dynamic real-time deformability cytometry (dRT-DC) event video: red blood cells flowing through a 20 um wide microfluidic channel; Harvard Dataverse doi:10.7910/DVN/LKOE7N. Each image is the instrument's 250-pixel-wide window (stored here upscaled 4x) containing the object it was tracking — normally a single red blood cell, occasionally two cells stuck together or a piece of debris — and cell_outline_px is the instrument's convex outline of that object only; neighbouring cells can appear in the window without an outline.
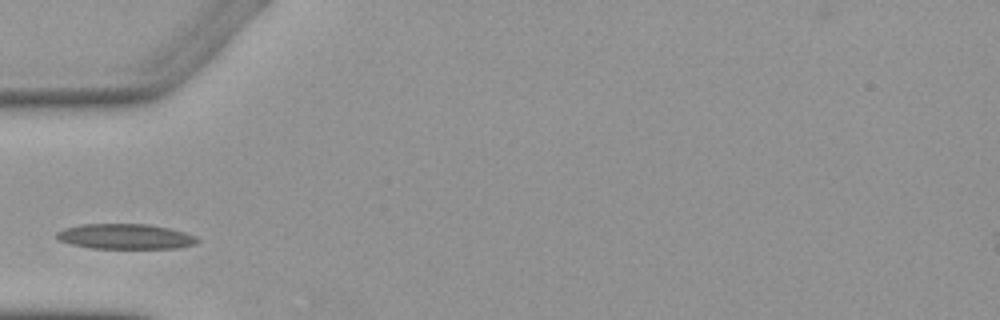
{"species": "Egyptian fruit bat (a non-hibernating species)", "species_latin": "Rousettus aegyptiacus", "temperature_condition": "warm", "stored_images_in_passage": 2, "camera_frame_rate_fps": 3000, "um_per_image_px": 0.085, "animal": {"sex": "female"}, "frame": {"image": 1, "passage_image": 2, "time_ms": 1.0, "image_size_px": [1000, 320], "cell_outline_px": [[200, 240], [196, 244], [176, 248], [92, 248], [72, 244], [60, 240], [56, 236], [56, 232], [64, 228], [84, 224], [148, 224], [168, 228], [184, 232], [196, 236]], "centroid_in_image_um": [10.68, 20.1], "position_along_channel_um": 74.3, "area_um2": 20.52}}